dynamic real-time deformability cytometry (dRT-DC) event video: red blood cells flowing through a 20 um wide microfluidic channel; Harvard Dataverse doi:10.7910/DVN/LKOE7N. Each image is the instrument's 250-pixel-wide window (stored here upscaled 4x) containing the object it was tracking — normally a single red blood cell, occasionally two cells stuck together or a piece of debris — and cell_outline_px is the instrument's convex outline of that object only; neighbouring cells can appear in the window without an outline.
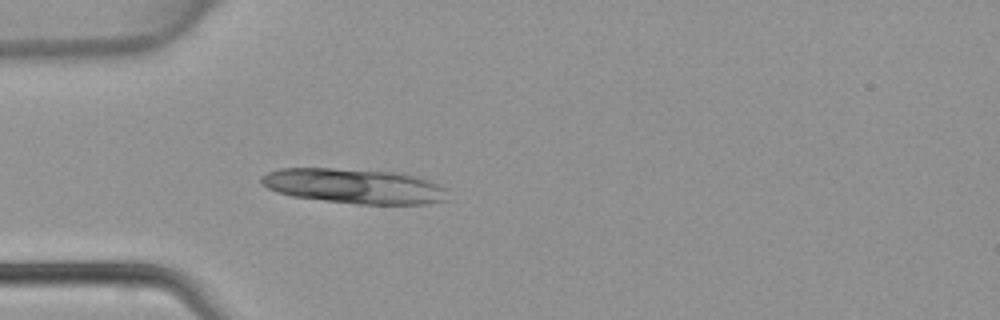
{"species": "common noctule bat (a hibernating species)", "species_latin": "Nyctalus noctula", "temperature_condition": "warm", "stored_images_in_passage": 29, "camera_frame_rate_fps": 3000, "um_per_image_px": 0.085, "animal": {"sex": "female", "body_mass_g": 22.7, "forearm_length_mm": 54.2}, "frame": {"image": 1, "passage_image": 5, "time_ms": 1.333, "image_size_px": [1000, 320], "cell_outline_px": [[448, 200], [424, 204], [356, 204], [292, 196], [276, 192], [260, 184], [260, 176], [268, 172], [280, 168], [332, 168], [400, 172], [428, 180], [448, 188]], "centroid_in_image_um": [30.12, 15.81], "position_along_channel_um": 54.9, "area_um2": 38.26}}